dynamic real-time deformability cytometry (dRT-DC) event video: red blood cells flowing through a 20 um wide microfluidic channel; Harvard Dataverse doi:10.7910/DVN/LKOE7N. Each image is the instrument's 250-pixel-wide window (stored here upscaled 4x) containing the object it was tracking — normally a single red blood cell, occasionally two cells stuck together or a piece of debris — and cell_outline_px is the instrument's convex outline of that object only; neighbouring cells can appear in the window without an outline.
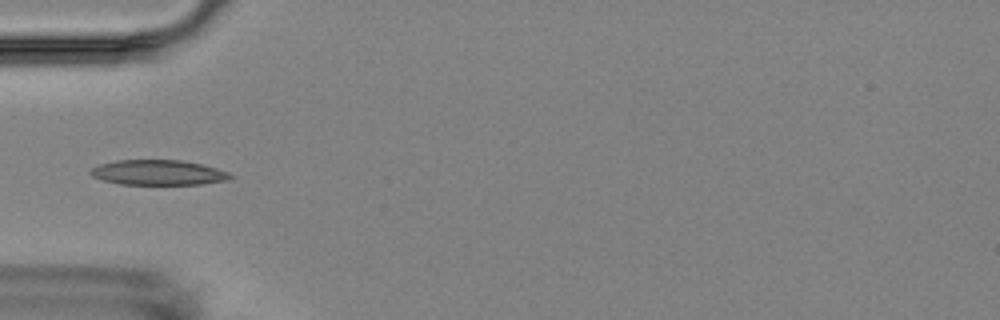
{"species": "Egyptian fruit bat (a non-hibernating species)", "species_latin": "Rousettus aegyptiacus", "temperature_condition": "room temperature", "stored_images_in_passage": 16, "camera_frame_rate_fps": 3000, "um_per_image_px": 0.085, "animal": {"sex": "female"}, "frame": {"image": 1, "passage_image": 5, "time_ms": 5.0, "image_size_px": [1000, 320], "cell_outline_px": [[236, 176], [228, 180], [204, 184], [120, 184], [100, 180], [92, 176], [88, 172], [92, 168], [100, 164], [116, 160], [180, 160], [200, 164], [216, 168], [228, 172]], "centroid_in_image_um": [13.45, 14.67], "position_along_channel_um": 71.6, "area_um2": 20.52}}
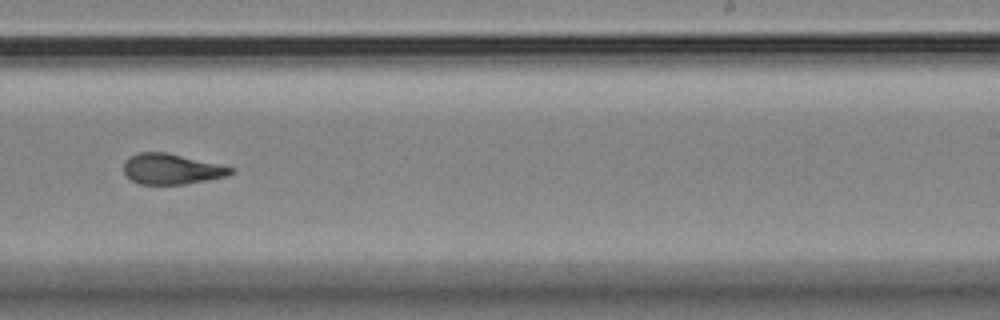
{"frame": {"image": 2, "passage_image": 10, "time_ms": 10.667, "image_size_px": [1000, 320], "cell_outline_px": [[236, 172], [228, 176], [208, 180], [184, 184], [140, 184], [132, 180], [124, 172], [124, 164], [132, 156], [140, 152], [168, 152], [236, 168]], "centroid_in_image_um": [14.66, 14.37], "position_along_channel_um": 274.3, "area_um2": 19.02}}
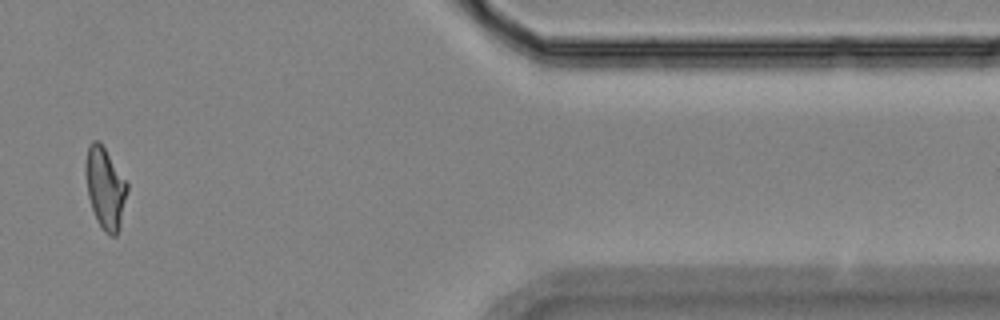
{"frame": {"image": 3, "passage_image": 14, "time_ms": 15.333, "image_size_px": [1000, 320], "cell_outline_px": [[128, 188], [120, 228], [116, 236], [112, 236], [104, 232], [96, 220], [88, 196], [84, 172], [84, 164], [88, 144], [92, 140], [100, 140], [128, 184]], "centroid_in_image_um": [8.92, 15.96], "position_along_channel_um": 402.5, "area_um2": 20.06}, "authors_computed_cell_mechanics": {"area_um2": 19.7387, "velocity_mm_per_s": 3.5756, "shape_relaxation_time_tau1_ms": 7.6682, "shape_relaxation_time_tau2_ms": 1.6455, "deformation_change_tau1": 0.173, "deformation_change_tau2": 0.0732}}